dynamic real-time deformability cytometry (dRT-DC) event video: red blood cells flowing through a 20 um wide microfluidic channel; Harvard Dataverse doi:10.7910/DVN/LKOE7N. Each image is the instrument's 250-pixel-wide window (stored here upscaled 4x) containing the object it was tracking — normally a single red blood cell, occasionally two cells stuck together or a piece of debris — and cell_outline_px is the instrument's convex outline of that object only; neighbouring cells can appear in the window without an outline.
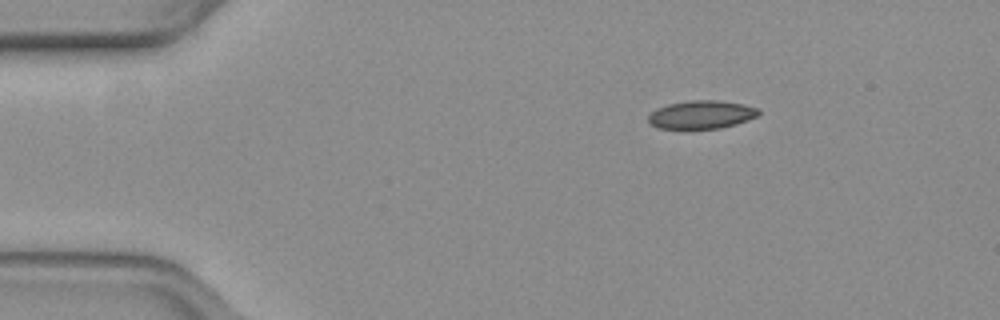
{"species": "common noctule bat (a hibernating species)", "species_latin": "Nyctalus noctula", "temperature_condition": "warm", "stored_images_in_passage": 46, "camera_frame_rate_fps": 3000, "um_per_image_px": 0.085, "animal": {"sex": "female", "body_mass_g": 19.3, "forearm_length_mm": 54.1}, "frame": {"image": 1, "passage_image": 1, "time_ms": 0.0, "image_size_px": [1000, 320], "cell_outline_px": [[760, 112], [756, 116], [748, 120], [736, 124], [720, 128], [656, 128], [648, 120], [648, 116], [656, 108], [668, 104], [692, 100], [716, 100], [744, 104], [760, 108]], "centroid_in_image_um": [59.64, 9.73], "position_along_channel_um": 25.4, "area_um2": 18.03}}
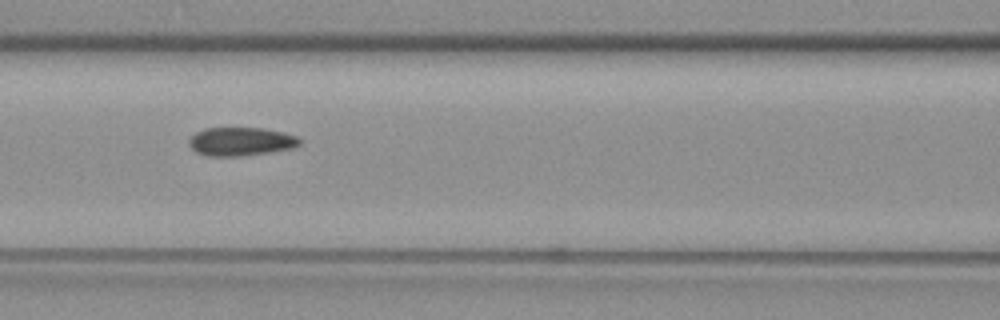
{"frame": {"image": 2, "passage_image": 16, "time_ms": 5.0, "image_size_px": [1000, 320], "cell_outline_px": [[300, 144], [292, 148], [268, 152], [240, 156], [208, 156], [196, 152], [188, 144], [188, 140], [196, 132], [204, 128], [264, 128], [284, 132], [296, 136], [300, 140]], "centroid_in_image_um": [20.45, 12.02], "position_along_channel_um": 146.2, "area_um2": 18.32}}
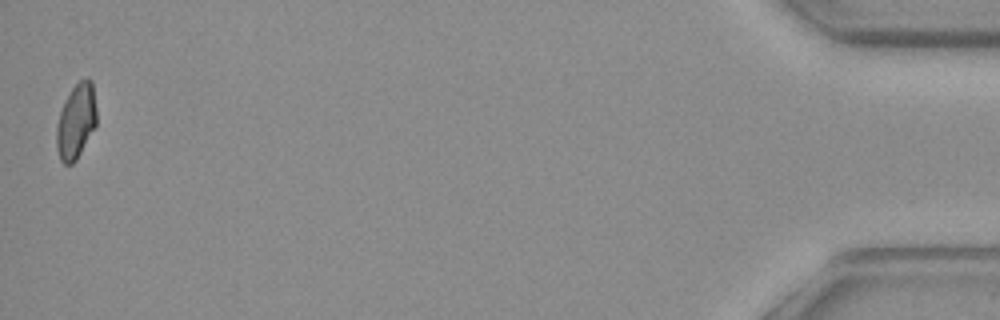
{"frame": {"image": 3, "passage_image": 46, "time_ms": 15.0, "image_size_px": [1000, 320], "cell_outline_px": [[96, 128], [76, 160], [72, 164], [64, 164], [60, 160], [56, 148], [56, 124], [64, 100], [72, 88], [80, 80], [88, 76], [92, 80], [96, 108]], "centroid_in_image_um": [6.47, 10.31], "position_along_channel_um": 428.7, "area_um2": 17.86}, "authors_computed_cell_mechanics": {"area_um2": 18.3226, "velocity_mm_per_s": 3.815, "shape_relaxation_time_tau1_ms": null, "shape_relaxation_time_tau2_ms": 2.2927, "deformation_change_tau1": null, "deformation_change_tau2": 0.0609}}